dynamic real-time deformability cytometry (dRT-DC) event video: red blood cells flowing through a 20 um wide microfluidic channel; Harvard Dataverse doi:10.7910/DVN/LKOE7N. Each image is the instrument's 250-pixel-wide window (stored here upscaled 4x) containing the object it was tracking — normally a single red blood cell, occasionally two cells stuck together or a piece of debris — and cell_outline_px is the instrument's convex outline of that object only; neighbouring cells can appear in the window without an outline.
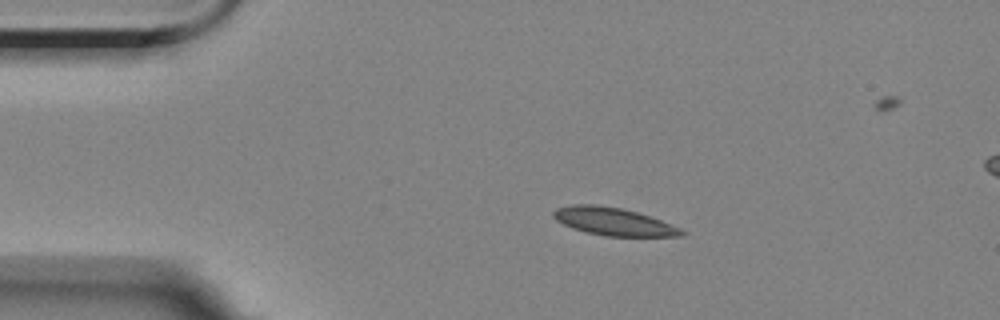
{"species": "Egyptian fruit bat (a non-hibernating species)", "species_latin": "Rousettus aegyptiacus", "temperature_condition": "room temperature", "stored_images_in_passage": 5, "camera_frame_rate_fps": 3000, "um_per_image_px": 0.085, "animal": {"sex": "female"}, "frame": {"image": 1, "passage_image": 2, "time_ms": 1.333, "image_size_px": [1000, 320], "cell_outline_px": [[688, 232], [684, 236], [604, 236], [572, 228], [556, 220], [552, 216], [552, 212], [556, 208], [572, 204], [596, 204], [620, 208], [636, 212], [660, 220], [680, 228]], "centroid_in_image_um": [52.13, 18.83], "position_along_channel_um": 32.9, "area_um2": 20.63}}
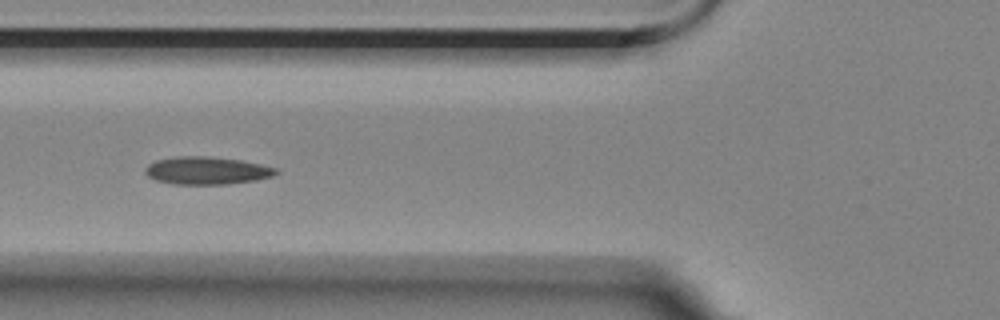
{"frame": {"image": 2, "passage_image": 5, "time_ms": 4.667, "image_size_px": [1000, 320], "cell_outline_px": [[280, 172], [272, 176], [256, 180], [224, 184], [172, 184], [156, 180], [148, 176], [144, 172], [144, 168], [148, 164], [156, 160], [180, 156], [204, 156], [240, 160], [260, 164], [276, 168]], "centroid_in_image_um": [17.55, 14.5], "position_along_channel_um": 108.2, "area_um2": 20.98}}